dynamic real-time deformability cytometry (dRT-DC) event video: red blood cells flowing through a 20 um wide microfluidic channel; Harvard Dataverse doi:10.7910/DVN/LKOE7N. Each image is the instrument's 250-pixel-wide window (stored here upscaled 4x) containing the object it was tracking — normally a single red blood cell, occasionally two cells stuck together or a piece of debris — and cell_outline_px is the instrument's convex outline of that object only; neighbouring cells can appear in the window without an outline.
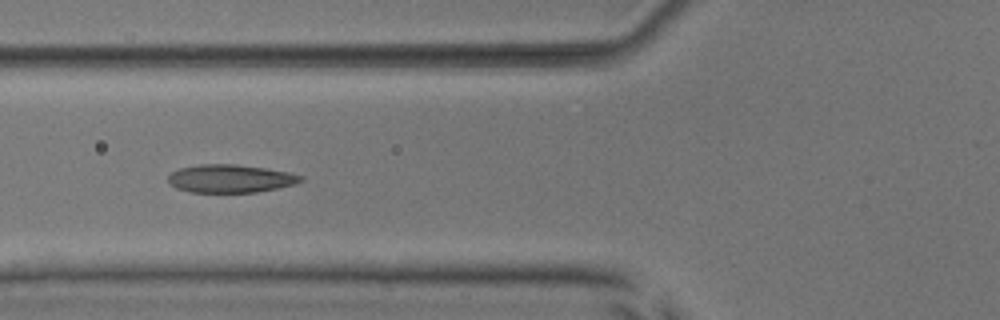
{"species": "common noctule bat (a hibernating species)", "species_latin": "Nyctalus noctula", "temperature_condition": "room temperature", "stored_images_in_passage": 32, "camera_frame_rate_fps": 3000, "um_per_image_px": 0.085, "animal": {"sex": "male", "body_mass_g": 17.9, "forearm_length_mm": 54.2}, "frame": {"image": 1, "passage_image": 16, "time_ms": 5.0, "image_size_px": [1000, 320], "cell_outline_px": [[304, 180], [296, 184], [256, 192], [192, 192], [176, 188], [168, 180], [168, 176], [172, 172], [180, 168], [200, 164], [236, 164], [264, 168], [288, 172], [304, 176]], "centroid_in_image_um": [19.61, 15.17], "position_along_channel_um": 106.2, "area_um2": 21.56}}